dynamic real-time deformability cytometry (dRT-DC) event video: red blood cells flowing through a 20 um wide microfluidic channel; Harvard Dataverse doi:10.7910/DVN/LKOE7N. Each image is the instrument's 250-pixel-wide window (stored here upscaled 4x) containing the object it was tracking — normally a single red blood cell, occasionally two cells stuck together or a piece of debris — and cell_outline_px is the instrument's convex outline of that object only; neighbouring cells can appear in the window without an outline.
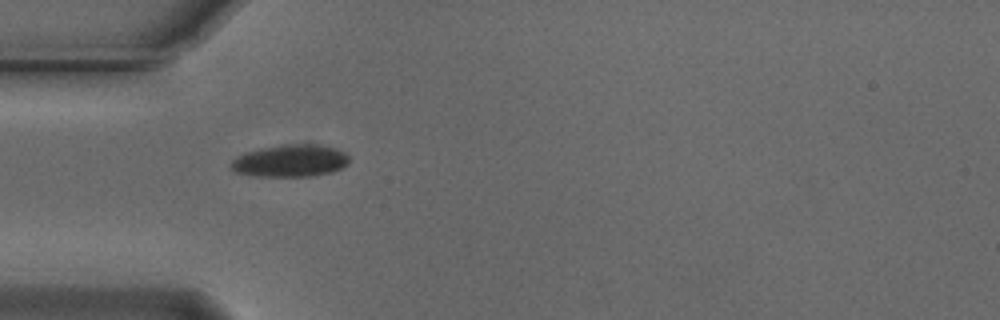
{"species": "Egyptian fruit bat (a non-hibernating species)", "species_latin": "Rousettus aegyptiacus", "temperature_condition": "cold", "stored_images_in_passage": 21, "camera_frame_rate_fps": 3000, "um_per_image_px": 0.085, "animal": {"sex": "male"}, "frame": {"image": 1, "passage_image": 1, "time_ms": 0.0, "image_size_px": [1000, 320], "cell_outline_px": [[348, 164], [332, 172], [316, 176], [252, 176], [236, 172], [228, 168], [232, 160], [236, 156], [244, 152], [260, 148], [284, 144], [316, 144], [336, 148], [344, 152], [348, 156]], "centroid_in_image_um": [24.64, 13.66], "position_along_channel_um": 60.4, "area_um2": 22.48}}
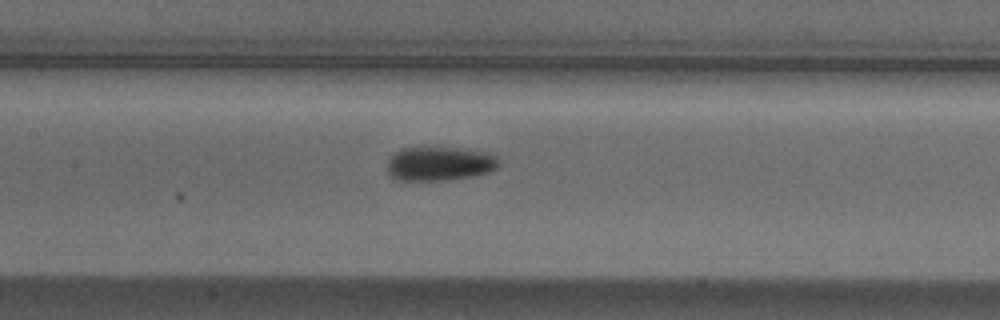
{"frame": {"image": 2, "passage_image": 10, "time_ms": 3.0, "image_size_px": [1000, 320], "cell_outline_px": [[500, 164], [496, 168], [488, 172], [476, 176], [448, 180], [392, 180], [388, 176], [388, 160], [400, 148], [420, 144], [428, 144], [492, 152], [496, 156]], "centroid_in_image_um": [37.34, 13.86], "position_along_channel_um": 170.1, "area_um2": 23.41}}
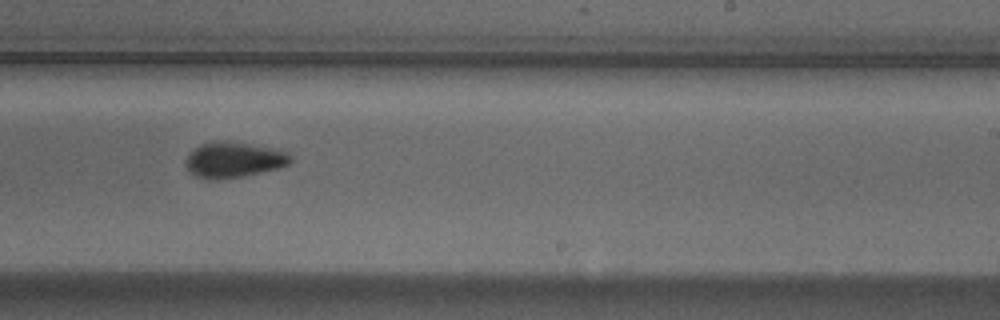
{"frame": {"image": 3, "passage_image": 18, "time_ms": 5.667, "image_size_px": [1000, 320], "cell_outline_px": [[292, 160], [288, 164], [280, 168], [240, 176], [196, 176], [184, 164], [184, 160], [200, 144], [216, 140], [228, 140], [284, 148], [292, 156]], "centroid_in_image_um": [19.99, 13.49], "position_along_channel_um": 269.0, "area_um2": 21.5}}